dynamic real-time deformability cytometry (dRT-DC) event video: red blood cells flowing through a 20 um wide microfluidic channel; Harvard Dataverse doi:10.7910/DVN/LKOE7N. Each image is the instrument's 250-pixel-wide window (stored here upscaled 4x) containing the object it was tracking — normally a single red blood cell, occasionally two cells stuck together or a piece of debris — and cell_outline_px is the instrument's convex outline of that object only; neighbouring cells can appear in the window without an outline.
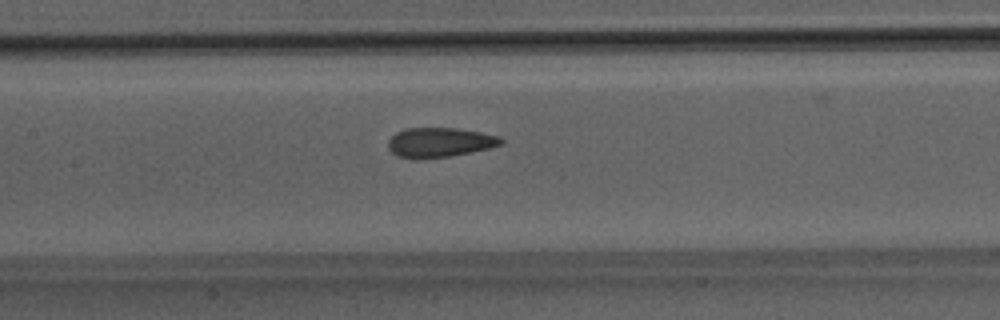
{"species": "Egyptian fruit bat (a non-hibernating species)", "species_latin": "Rousettus aegyptiacus", "temperature_condition": "room temperature", "stored_images_in_passage": 29, "camera_frame_rate_fps": 3000, "um_per_image_px": 0.085, "animal": {"sex": "male"}, "frame": {"image": 1, "passage_image": 9, "time_ms": 2.667, "image_size_px": [1000, 320], "cell_outline_px": [[504, 144], [488, 148], [448, 156], [416, 160], [412, 160], [396, 156], [388, 148], [388, 140], [396, 132], [404, 128], [456, 128], [480, 132], [500, 136], [504, 140]], "centroid_in_image_um": [37.33, 12.11], "position_along_channel_um": 170.1, "area_um2": 19.65}}
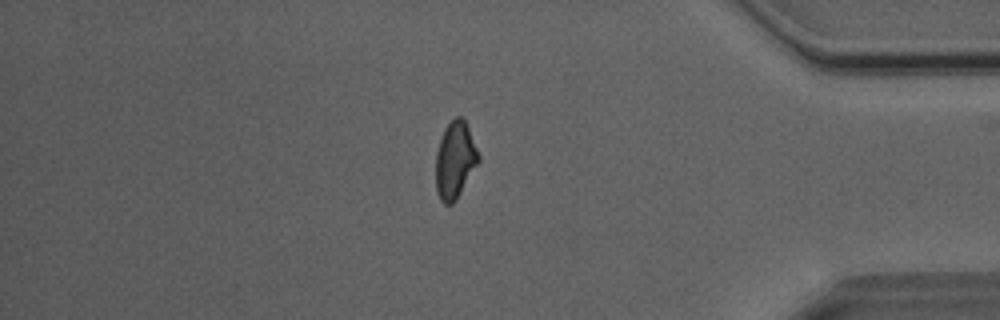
{"frame": {"image": 2, "passage_image": 28, "time_ms": 9.0, "image_size_px": [1000, 320], "cell_outline_px": [[480, 160], [456, 200], [452, 204], [444, 204], [440, 200], [436, 192], [436, 152], [444, 128], [456, 116], [464, 116], [480, 156]], "centroid_in_image_um": [38.68, 13.6], "position_along_channel_um": 396.5, "area_um2": 19.25}}